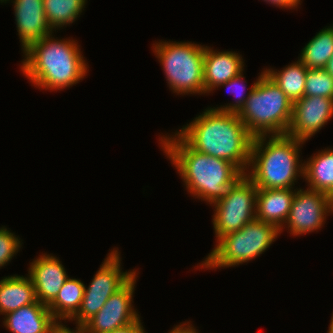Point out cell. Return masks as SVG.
<instances>
[{"label":"cell","mask_w":333,"mask_h":333,"mask_svg":"<svg viewBox=\"0 0 333 333\" xmlns=\"http://www.w3.org/2000/svg\"><path fill=\"white\" fill-rule=\"evenodd\" d=\"M166 157L194 198L212 205L244 175L231 162L192 149L176 132L159 138Z\"/></svg>","instance_id":"6da1fadb"},{"label":"cell","mask_w":333,"mask_h":333,"mask_svg":"<svg viewBox=\"0 0 333 333\" xmlns=\"http://www.w3.org/2000/svg\"><path fill=\"white\" fill-rule=\"evenodd\" d=\"M176 133L192 149L225 159L246 174L254 137L237 113L207 107Z\"/></svg>","instance_id":"7a4b0ae2"},{"label":"cell","mask_w":333,"mask_h":333,"mask_svg":"<svg viewBox=\"0 0 333 333\" xmlns=\"http://www.w3.org/2000/svg\"><path fill=\"white\" fill-rule=\"evenodd\" d=\"M53 34L23 51L20 68L36 88L57 92L79 83L87 75L89 66L77 40L55 39Z\"/></svg>","instance_id":"3957f363"},{"label":"cell","mask_w":333,"mask_h":333,"mask_svg":"<svg viewBox=\"0 0 333 333\" xmlns=\"http://www.w3.org/2000/svg\"><path fill=\"white\" fill-rule=\"evenodd\" d=\"M304 143L287 134L254 137L245 175L257 189H294L298 177L303 178L300 148Z\"/></svg>","instance_id":"277c9868"},{"label":"cell","mask_w":333,"mask_h":333,"mask_svg":"<svg viewBox=\"0 0 333 333\" xmlns=\"http://www.w3.org/2000/svg\"><path fill=\"white\" fill-rule=\"evenodd\" d=\"M293 103L264 73L238 113L253 137L286 134L292 119Z\"/></svg>","instance_id":"5b68a950"},{"label":"cell","mask_w":333,"mask_h":333,"mask_svg":"<svg viewBox=\"0 0 333 333\" xmlns=\"http://www.w3.org/2000/svg\"><path fill=\"white\" fill-rule=\"evenodd\" d=\"M279 235L276 226L255 218L240 230L221 237L196 269L229 268L248 263L266 252Z\"/></svg>","instance_id":"8992f818"},{"label":"cell","mask_w":333,"mask_h":333,"mask_svg":"<svg viewBox=\"0 0 333 333\" xmlns=\"http://www.w3.org/2000/svg\"><path fill=\"white\" fill-rule=\"evenodd\" d=\"M153 52L166 75L169 89L177 95H205L203 73L205 46L192 42L158 41Z\"/></svg>","instance_id":"52a82bcc"},{"label":"cell","mask_w":333,"mask_h":333,"mask_svg":"<svg viewBox=\"0 0 333 333\" xmlns=\"http://www.w3.org/2000/svg\"><path fill=\"white\" fill-rule=\"evenodd\" d=\"M120 253L117 248L111 249L89 286L85 285L81 306L69 321L85 324L96 315L113 293L121 289L137 273L136 269L126 272L122 270Z\"/></svg>","instance_id":"ba28073f"},{"label":"cell","mask_w":333,"mask_h":333,"mask_svg":"<svg viewBox=\"0 0 333 333\" xmlns=\"http://www.w3.org/2000/svg\"><path fill=\"white\" fill-rule=\"evenodd\" d=\"M257 191L255 184L244 174L226 197L211 205L215 208L212 223L216 242L256 218Z\"/></svg>","instance_id":"9c48e42d"},{"label":"cell","mask_w":333,"mask_h":333,"mask_svg":"<svg viewBox=\"0 0 333 333\" xmlns=\"http://www.w3.org/2000/svg\"><path fill=\"white\" fill-rule=\"evenodd\" d=\"M329 213L333 214V207L327 194L310 189L296 188L289 216L280 229V234L285 227L293 236L317 232L325 224Z\"/></svg>","instance_id":"30bf717a"},{"label":"cell","mask_w":333,"mask_h":333,"mask_svg":"<svg viewBox=\"0 0 333 333\" xmlns=\"http://www.w3.org/2000/svg\"><path fill=\"white\" fill-rule=\"evenodd\" d=\"M138 272L118 291L113 293L104 306L85 323L90 333H107L136 322L140 315L133 306Z\"/></svg>","instance_id":"8fae6325"},{"label":"cell","mask_w":333,"mask_h":333,"mask_svg":"<svg viewBox=\"0 0 333 333\" xmlns=\"http://www.w3.org/2000/svg\"><path fill=\"white\" fill-rule=\"evenodd\" d=\"M333 118V99L303 96L293 103L292 119L287 135L307 141Z\"/></svg>","instance_id":"7c38bea8"},{"label":"cell","mask_w":333,"mask_h":333,"mask_svg":"<svg viewBox=\"0 0 333 333\" xmlns=\"http://www.w3.org/2000/svg\"><path fill=\"white\" fill-rule=\"evenodd\" d=\"M29 277L32 279L36 299L49 305L58 295L60 288L69 277L59 257L42 253L30 263Z\"/></svg>","instance_id":"4fadbf2b"},{"label":"cell","mask_w":333,"mask_h":333,"mask_svg":"<svg viewBox=\"0 0 333 333\" xmlns=\"http://www.w3.org/2000/svg\"><path fill=\"white\" fill-rule=\"evenodd\" d=\"M3 0L1 3H8ZM14 8L15 23L24 51L30 44L41 40L53 32L47 23L43 0H11Z\"/></svg>","instance_id":"5bb4252c"},{"label":"cell","mask_w":333,"mask_h":333,"mask_svg":"<svg viewBox=\"0 0 333 333\" xmlns=\"http://www.w3.org/2000/svg\"><path fill=\"white\" fill-rule=\"evenodd\" d=\"M242 55L234 51H216L205 46L203 83L205 94L244 71Z\"/></svg>","instance_id":"9a60e30c"},{"label":"cell","mask_w":333,"mask_h":333,"mask_svg":"<svg viewBox=\"0 0 333 333\" xmlns=\"http://www.w3.org/2000/svg\"><path fill=\"white\" fill-rule=\"evenodd\" d=\"M3 320V326L11 333H51L56 321L48 306L38 300L5 314Z\"/></svg>","instance_id":"2e32d148"},{"label":"cell","mask_w":333,"mask_h":333,"mask_svg":"<svg viewBox=\"0 0 333 333\" xmlns=\"http://www.w3.org/2000/svg\"><path fill=\"white\" fill-rule=\"evenodd\" d=\"M296 189H258L256 219L271 223L279 230L284 226L291 209Z\"/></svg>","instance_id":"e0dca14e"},{"label":"cell","mask_w":333,"mask_h":333,"mask_svg":"<svg viewBox=\"0 0 333 333\" xmlns=\"http://www.w3.org/2000/svg\"><path fill=\"white\" fill-rule=\"evenodd\" d=\"M37 301L32 279L10 275L0 280V315L16 311Z\"/></svg>","instance_id":"ac0fdd59"},{"label":"cell","mask_w":333,"mask_h":333,"mask_svg":"<svg viewBox=\"0 0 333 333\" xmlns=\"http://www.w3.org/2000/svg\"><path fill=\"white\" fill-rule=\"evenodd\" d=\"M307 189L328 194L333 189V148H325L304 160Z\"/></svg>","instance_id":"d6986e66"},{"label":"cell","mask_w":333,"mask_h":333,"mask_svg":"<svg viewBox=\"0 0 333 333\" xmlns=\"http://www.w3.org/2000/svg\"><path fill=\"white\" fill-rule=\"evenodd\" d=\"M85 284L76 278L68 277L48 309L56 320H70L79 310Z\"/></svg>","instance_id":"ffe728a7"},{"label":"cell","mask_w":333,"mask_h":333,"mask_svg":"<svg viewBox=\"0 0 333 333\" xmlns=\"http://www.w3.org/2000/svg\"><path fill=\"white\" fill-rule=\"evenodd\" d=\"M264 70L265 74L286 94L292 103L304 96L308 68L299 59L288 66L286 65L280 71L272 68Z\"/></svg>","instance_id":"44dd1931"},{"label":"cell","mask_w":333,"mask_h":333,"mask_svg":"<svg viewBox=\"0 0 333 333\" xmlns=\"http://www.w3.org/2000/svg\"><path fill=\"white\" fill-rule=\"evenodd\" d=\"M333 55V27L321 29L301 50L298 59L308 69L325 68Z\"/></svg>","instance_id":"7402d4cb"},{"label":"cell","mask_w":333,"mask_h":333,"mask_svg":"<svg viewBox=\"0 0 333 333\" xmlns=\"http://www.w3.org/2000/svg\"><path fill=\"white\" fill-rule=\"evenodd\" d=\"M87 0H43L47 23L54 31L72 24L80 17Z\"/></svg>","instance_id":"603a6c76"},{"label":"cell","mask_w":333,"mask_h":333,"mask_svg":"<svg viewBox=\"0 0 333 333\" xmlns=\"http://www.w3.org/2000/svg\"><path fill=\"white\" fill-rule=\"evenodd\" d=\"M304 96L333 99V78L324 68L307 70Z\"/></svg>","instance_id":"cb8c5ba5"},{"label":"cell","mask_w":333,"mask_h":333,"mask_svg":"<svg viewBox=\"0 0 333 333\" xmlns=\"http://www.w3.org/2000/svg\"><path fill=\"white\" fill-rule=\"evenodd\" d=\"M243 72L239 73L237 76L233 77L232 79H230L229 81L219 85L217 87V89L219 87H226V88H231L230 91L234 96L233 97H237L235 99V103H228L227 105H221L220 107H209L211 109H219L221 111H226V112H230V113H239L240 110L244 107L247 98L249 97L250 93L252 92V90L254 89V87L256 86L258 80L260 79V77L265 73V70H263L260 74V76H258L257 80L253 83V85L251 86V88L249 89L250 91L245 95L244 92L246 90V85L244 83H246L243 76ZM238 90V91H237Z\"/></svg>","instance_id":"d4e9b609"},{"label":"cell","mask_w":333,"mask_h":333,"mask_svg":"<svg viewBox=\"0 0 333 333\" xmlns=\"http://www.w3.org/2000/svg\"><path fill=\"white\" fill-rule=\"evenodd\" d=\"M22 240L5 226L0 227V268L11 262L22 247Z\"/></svg>","instance_id":"484cf974"},{"label":"cell","mask_w":333,"mask_h":333,"mask_svg":"<svg viewBox=\"0 0 333 333\" xmlns=\"http://www.w3.org/2000/svg\"><path fill=\"white\" fill-rule=\"evenodd\" d=\"M76 329H70L62 323V320H56L51 329V333H90L85 324H76Z\"/></svg>","instance_id":"4316f807"},{"label":"cell","mask_w":333,"mask_h":333,"mask_svg":"<svg viewBox=\"0 0 333 333\" xmlns=\"http://www.w3.org/2000/svg\"><path fill=\"white\" fill-rule=\"evenodd\" d=\"M144 328L145 327H143L141 320L139 318L136 322H133L124 327L118 328L116 330L107 333H146Z\"/></svg>","instance_id":"83f0119b"},{"label":"cell","mask_w":333,"mask_h":333,"mask_svg":"<svg viewBox=\"0 0 333 333\" xmlns=\"http://www.w3.org/2000/svg\"><path fill=\"white\" fill-rule=\"evenodd\" d=\"M267 4H272L276 7H281L282 9H296L298 4L301 5V0H264Z\"/></svg>","instance_id":"f1b7e54d"},{"label":"cell","mask_w":333,"mask_h":333,"mask_svg":"<svg viewBox=\"0 0 333 333\" xmlns=\"http://www.w3.org/2000/svg\"><path fill=\"white\" fill-rule=\"evenodd\" d=\"M195 328L196 327L192 326V324L187 321L176 325L169 333H199Z\"/></svg>","instance_id":"f546056e"},{"label":"cell","mask_w":333,"mask_h":333,"mask_svg":"<svg viewBox=\"0 0 333 333\" xmlns=\"http://www.w3.org/2000/svg\"><path fill=\"white\" fill-rule=\"evenodd\" d=\"M326 72L333 78V55L327 62L326 67L324 68Z\"/></svg>","instance_id":"4dcf8cb0"},{"label":"cell","mask_w":333,"mask_h":333,"mask_svg":"<svg viewBox=\"0 0 333 333\" xmlns=\"http://www.w3.org/2000/svg\"><path fill=\"white\" fill-rule=\"evenodd\" d=\"M327 333H333V313Z\"/></svg>","instance_id":"1f68e13d"},{"label":"cell","mask_w":333,"mask_h":333,"mask_svg":"<svg viewBox=\"0 0 333 333\" xmlns=\"http://www.w3.org/2000/svg\"><path fill=\"white\" fill-rule=\"evenodd\" d=\"M327 196L330 200L331 206L333 207V189L327 194Z\"/></svg>","instance_id":"d6a6232c"}]
</instances>
